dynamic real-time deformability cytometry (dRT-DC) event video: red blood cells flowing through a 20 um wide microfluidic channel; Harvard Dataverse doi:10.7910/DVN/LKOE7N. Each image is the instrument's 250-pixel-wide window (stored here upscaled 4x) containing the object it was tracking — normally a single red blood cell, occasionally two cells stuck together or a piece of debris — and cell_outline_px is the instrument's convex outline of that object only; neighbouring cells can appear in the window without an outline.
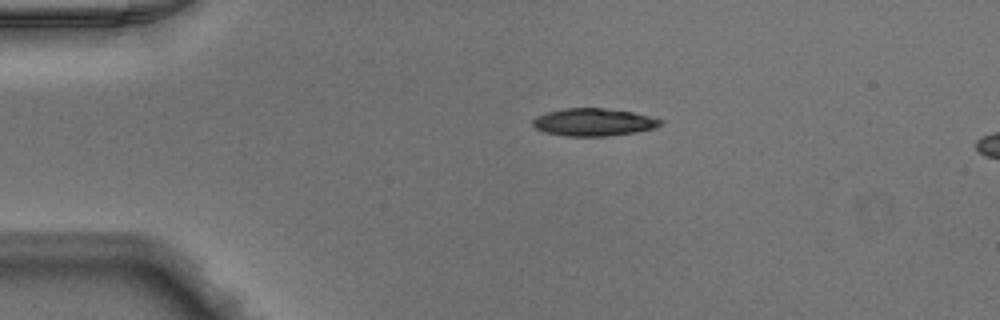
{"species": "Egyptian fruit bat (a non-hibernating species)", "species_latin": "Rousettus aegyptiacus", "temperature_condition": "warm", "stored_images_in_passage": 5, "camera_frame_rate_fps": 3000, "um_per_image_px": 0.085, "animal": {"sex": "male"}, "frame": {"image": 1, "passage_image": 1, "time_ms": 0.0, "image_size_px": [1000, 320], "cell_outline_px": [[664, 120], [656, 128], [636, 132], [608, 136], [568, 136], [544, 132], [536, 128], [532, 124], [532, 120], [536, 116], [548, 112], [564, 108], [604, 108], [632, 112]], "centroid_in_image_um": [50.45, 10.38], "position_along_channel_um": 34.6, "area_um2": 20.46}}